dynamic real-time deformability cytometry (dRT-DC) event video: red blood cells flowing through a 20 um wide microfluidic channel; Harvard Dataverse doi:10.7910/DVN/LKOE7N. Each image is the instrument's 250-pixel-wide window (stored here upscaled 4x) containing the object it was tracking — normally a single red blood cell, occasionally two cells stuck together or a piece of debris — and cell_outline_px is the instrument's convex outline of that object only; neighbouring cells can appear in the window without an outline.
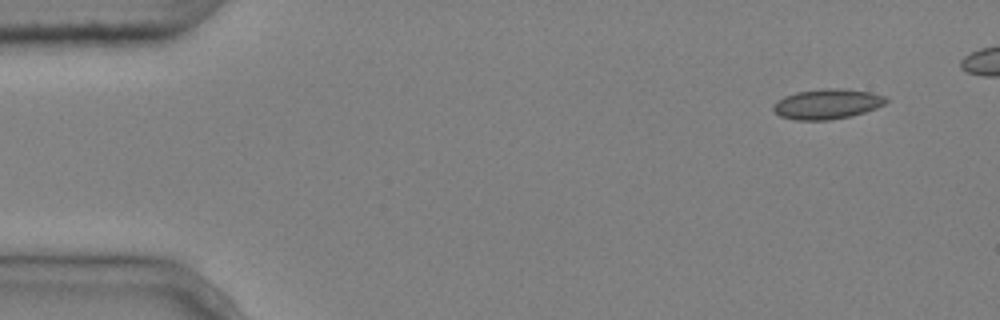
{"species": "common noctule bat (a hibernating species)", "species_latin": "Nyctalus noctula", "temperature_condition": "cold", "stored_images_in_passage": 5, "camera_frame_rate_fps": 3000, "um_per_image_px": 0.085, "animal": {"sex": "male", "body_mass_g": 20.4}, "frame": {"image": 1, "passage_image": 1, "time_ms": 0.0, "image_size_px": [1000, 320], "cell_outline_px": [[888, 100], [884, 104], [876, 108], [852, 116], [828, 120], [796, 120], [780, 116], [772, 108], [772, 104], [776, 100], [784, 96], [796, 92], [824, 88], [840, 88], [872, 92], [884, 96]], "centroid_in_image_um": [70.28, 8.83], "position_along_channel_um": 14.7, "area_um2": 19.88}}